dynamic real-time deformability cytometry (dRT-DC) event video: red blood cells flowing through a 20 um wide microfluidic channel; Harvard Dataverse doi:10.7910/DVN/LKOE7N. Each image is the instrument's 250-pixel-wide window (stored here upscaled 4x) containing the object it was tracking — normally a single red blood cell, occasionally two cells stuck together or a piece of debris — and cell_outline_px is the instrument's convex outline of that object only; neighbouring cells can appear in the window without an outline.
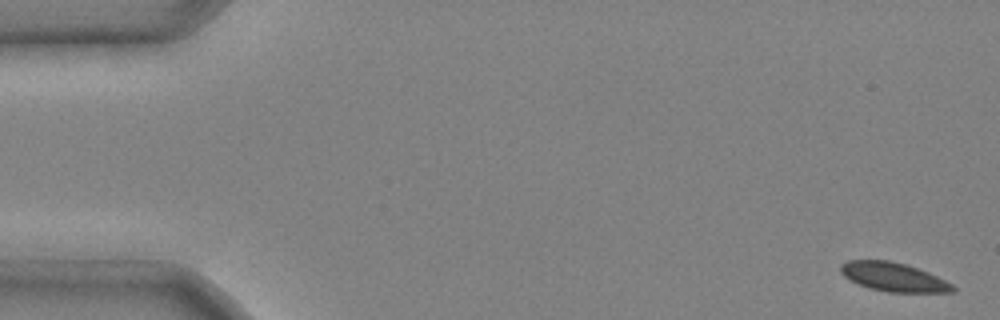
{"species": "common noctule bat (a hibernating species)", "species_latin": "Nyctalus noctula", "temperature_condition": "cold", "stored_images_in_passage": 3, "camera_frame_rate_fps": 3000, "um_per_image_px": 0.085, "animal": {"sex": "male", "body_mass_g": 20.4}, "frame": {"image": 1, "passage_image": 1, "time_ms": 0.0, "image_size_px": [1000, 320], "cell_outline_px": [[956, 292], [888, 292], [868, 288], [844, 276], [840, 272], [840, 264], [848, 260], [888, 260], [904, 264], [928, 272], [952, 284], [956, 288]], "centroid_in_image_um": [75.94, 23.54], "position_along_channel_um": 9.1, "area_um2": 18.67}}